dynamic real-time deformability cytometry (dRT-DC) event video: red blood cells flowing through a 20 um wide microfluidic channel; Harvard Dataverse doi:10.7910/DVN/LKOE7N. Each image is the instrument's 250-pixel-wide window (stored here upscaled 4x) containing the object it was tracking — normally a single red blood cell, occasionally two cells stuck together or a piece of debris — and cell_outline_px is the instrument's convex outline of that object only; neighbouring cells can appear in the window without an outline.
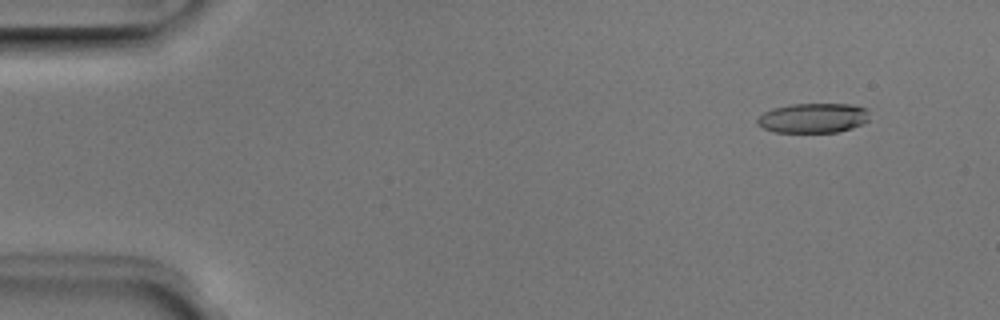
{"species": "Egyptian fruit bat (a non-hibernating species)", "species_latin": "Rousettus aegyptiacus", "temperature_condition": "room temperature", "stored_images_in_passage": 51, "camera_frame_rate_fps": 3000, "um_per_image_px": 0.085, "animal": {"sex": "male"}, "frame": {"image": 1, "passage_image": 5, "time_ms": 1.333, "image_size_px": [1000, 320], "cell_outline_px": [[868, 120], [852, 128], [836, 132], [776, 132], [764, 128], [756, 124], [756, 120], [764, 112], [772, 108], [792, 104], [852, 104], [868, 108]], "centroid_in_image_um": [69.12, 10.02], "position_along_channel_um": 15.9, "area_um2": 19.42}}
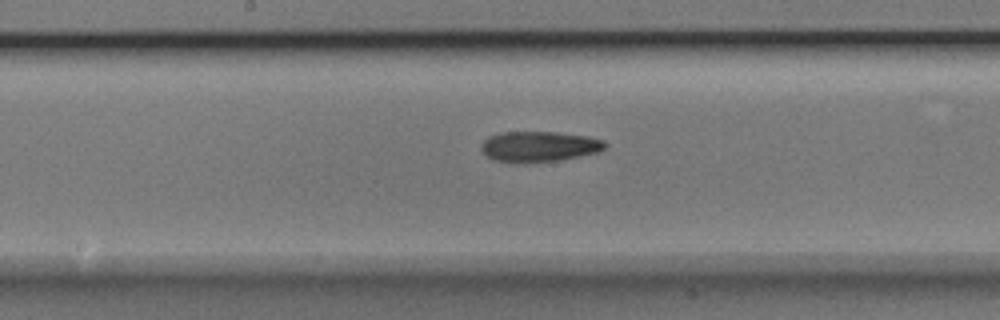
{"frame": {"image": 2, "passage_image": 27, "time_ms": 8.667, "image_size_px": [1000, 320], "cell_outline_px": [[608, 144], [600, 152], [560, 160], [516, 164], [492, 160], [480, 148], [480, 144], [488, 136], [500, 132], [556, 132], [588, 136], [604, 140]], "centroid_in_image_um": [45.81, 12.46], "position_along_channel_um": 202.4, "area_um2": 22.43}}
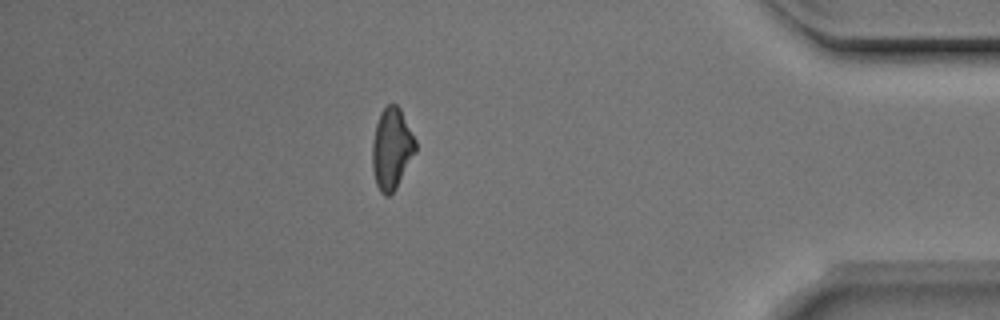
{"frame": {"image": 3, "passage_image": 45, "time_ms": 14.667, "image_size_px": [1000, 320], "cell_outline_px": [[416, 152], [396, 188], [388, 196], [384, 196], [380, 192], [376, 184], [372, 168], [372, 140], [376, 124], [380, 112], [388, 104], [396, 104], [400, 108], [416, 140]], "centroid_in_image_um": [33.29, 12.64], "position_along_channel_um": 401.9, "area_um2": 20.58}, "authors_computed_cell_mechanics": {"area_um2": 20.8658, "velocity_mm_per_s": 3.9849, "shape_relaxation_time_tau1_ms": 4.3591, "shape_relaxation_time_tau2_ms": 6.5029, "deformation_change_tau1": 0.1667, "deformation_change_tau2": 0.1877}}